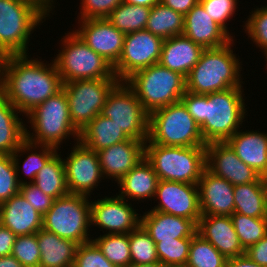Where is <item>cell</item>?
Here are the masks:
<instances>
[{"label":"cell","mask_w":267,"mask_h":267,"mask_svg":"<svg viewBox=\"0 0 267 267\" xmlns=\"http://www.w3.org/2000/svg\"><path fill=\"white\" fill-rule=\"evenodd\" d=\"M226 142L260 176L267 170V133L239 129Z\"/></svg>","instance_id":"cell-26"},{"label":"cell","mask_w":267,"mask_h":267,"mask_svg":"<svg viewBox=\"0 0 267 267\" xmlns=\"http://www.w3.org/2000/svg\"><path fill=\"white\" fill-rule=\"evenodd\" d=\"M78 21L80 27L74 32L94 52L114 66L121 56L126 34L119 31L106 18Z\"/></svg>","instance_id":"cell-17"},{"label":"cell","mask_w":267,"mask_h":267,"mask_svg":"<svg viewBox=\"0 0 267 267\" xmlns=\"http://www.w3.org/2000/svg\"><path fill=\"white\" fill-rule=\"evenodd\" d=\"M28 58V55H10L0 78V92L20 115H27L63 87L54 60L46 65L41 59Z\"/></svg>","instance_id":"cell-1"},{"label":"cell","mask_w":267,"mask_h":267,"mask_svg":"<svg viewBox=\"0 0 267 267\" xmlns=\"http://www.w3.org/2000/svg\"><path fill=\"white\" fill-rule=\"evenodd\" d=\"M230 217L244 250L267 234V218H254L240 213H233Z\"/></svg>","instance_id":"cell-38"},{"label":"cell","mask_w":267,"mask_h":267,"mask_svg":"<svg viewBox=\"0 0 267 267\" xmlns=\"http://www.w3.org/2000/svg\"><path fill=\"white\" fill-rule=\"evenodd\" d=\"M123 2L138 5V6H145L152 8L154 5L160 2V0H123Z\"/></svg>","instance_id":"cell-53"},{"label":"cell","mask_w":267,"mask_h":267,"mask_svg":"<svg viewBox=\"0 0 267 267\" xmlns=\"http://www.w3.org/2000/svg\"><path fill=\"white\" fill-rule=\"evenodd\" d=\"M25 118H28L27 123L33 129L32 135L26 125V139L31 143L59 150L61 143L70 139V136H73L75 142L79 141L80 132L70 119L68 100L63 89L37 105Z\"/></svg>","instance_id":"cell-5"},{"label":"cell","mask_w":267,"mask_h":267,"mask_svg":"<svg viewBox=\"0 0 267 267\" xmlns=\"http://www.w3.org/2000/svg\"><path fill=\"white\" fill-rule=\"evenodd\" d=\"M92 241L116 267H128L131 264L129 233L103 234Z\"/></svg>","instance_id":"cell-36"},{"label":"cell","mask_w":267,"mask_h":267,"mask_svg":"<svg viewBox=\"0 0 267 267\" xmlns=\"http://www.w3.org/2000/svg\"><path fill=\"white\" fill-rule=\"evenodd\" d=\"M227 258L196 233L191 239L187 267H226Z\"/></svg>","instance_id":"cell-37"},{"label":"cell","mask_w":267,"mask_h":267,"mask_svg":"<svg viewBox=\"0 0 267 267\" xmlns=\"http://www.w3.org/2000/svg\"><path fill=\"white\" fill-rule=\"evenodd\" d=\"M183 35L204 49L219 48L234 39L211 19L200 2L184 16Z\"/></svg>","instance_id":"cell-21"},{"label":"cell","mask_w":267,"mask_h":267,"mask_svg":"<svg viewBox=\"0 0 267 267\" xmlns=\"http://www.w3.org/2000/svg\"><path fill=\"white\" fill-rule=\"evenodd\" d=\"M245 253L255 263L267 267V234L258 243L245 250Z\"/></svg>","instance_id":"cell-48"},{"label":"cell","mask_w":267,"mask_h":267,"mask_svg":"<svg viewBox=\"0 0 267 267\" xmlns=\"http://www.w3.org/2000/svg\"><path fill=\"white\" fill-rule=\"evenodd\" d=\"M164 39L148 30L125 35L123 50L113 66L119 81H125L133 73L159 62Z\"/></svg>","instance_id":"cell-13"},{"label":"cell","mask_w":267,"mask_h":267,"mask_svg":"<svg viewBox=\"0 0 267 267\" xmlns=\"http://www.w3.org/2000/svg\"><path fill=\"white\" fill-rule=\"evenodd\" d=\"M126 201L128 202L117 194L116 197L105 196V198L92 200L91 225L105 229L104 234H126L137 229L141 225V215L136 212L132 204Z\"/></svg>","instance_id":"cell-15"},{"label":"cell","mask_w":267,"mask_h":267,"mask_svg":"<svg viewBox=\"0 0 267 267\" xmlns=\"http://www.w3.org/2000/svg\"><path fill=\"white\" fill-rule=\"evenodd\" d=\"M0 267H23V265L13 256L0 257Z\"/></svg>","instance_id":"cell-52"},{"label":"cell","mask_w":267,"mask_h":267,"mask_svg":"<svg viewBox=\"0 0 267 267\" xmlns=\"http://www.w3.org/2000/svg\"><path fill=\"white\" fill-rule=\"evenodd\" d=\"M105 179L118 182L145 157V142L129 138L97 151Z\"/></svg>","instance_id":"cell-19"},{"label":"cell","mask_w":267,"mask_h":267,"mask_svg":"<svg viewBox=\"0 0 267 267\" xmlns=\"http://www.w3.org/2000/svg\"><path fill=\"white\" fill-rule=\"evenodd\" d=\"M71 149L67 159H63L68 191L91 196L92 190L104 179L98 154L80 141Z\"/></svg>","instance_id":"cell-14"},{"label":"cell","mask_w":267,"mask_h":267,"mask_svg":"<svg viewBox=\"0 0 267 267\" xmlns=\"http://www.w3.org/2000/svg\"><path fill=\"white\" fill-rule=\"evenodd\" d=\"M145 158L159 180L197 184L206 168L205 146H163L147 140Z\"/></svg>","instance_id":"cell-6"},{"label":"cell","mask_w":267,"mask_h":267,"mask_svg":"<svg viewBox=\"0 0 267 267\" xmlns=\"http://www.w3.org/2000/svg\"><path fill=\"white\" fill-rule=\"evenodd\" d=\"M38 2H40L49 12L51 11L52 13V8L54 9L55 7H53L54 5V0H36Z\"/></svg>","instance_id":"cell-55"},{"label":"cell","mask_w":267,"mask_h":267,"mask_svg":"<svg viewBox=\"0 0 267 267\" xmlns=\"http://www.w3.org/2000/svg\"><path fill=\"white\" fill-rule=\"evenodd\" d=\"M101 115L113 120L130 138L148 140L149 113L125 81H119L109 92Z\"/></svg>","instance_id":"cell-11"},{"label":"cell","mask_w":267,"mask_h":267,"mask_svg":"<svg viewBox=\"0 0 267 267\" xmlns=\"http://www.w3.org/2000/svg\"><path fill=\"white\" fill-rule=\"evenodd\" d=\"M40 148V149H38ZM35 152H34V151ZM38 150V151H37ZM29 151L31 153H29ZM38 153H37V152ZM29 153L22 162V168L20 167L19 160L22 153ZM57 152L56 148L46 145H39L35 143H31L27 139H25L19 146V148L12 154V159L17 172V179L20 185L24 183H33L37 173L41 170V168L46 164V162ZM22 169V170H21ZM20 171L22 173H20ZM20 174H25L26 177L30 179V181L23 180ZM21 178V179H20Z\"/></svg>","instance_id":"cell-31"},{"label":"cell","mask_w":267,"mask_h":267,"mask_svg":"<svg viewBox=\"0 0 267 267\" xmlns=\"http://www.w3.org/2000/svg\"><path fill=\"white\" fill-rule=\"evenodd\" d=\"M234 39L219 48L204 49L186 77V91L207 95L233 87H243L242 63L233 53Z\"/></svg>","instance_id":"cell-3"},{"label":"cell","mask_w":267,"mask_h":267,"mask_svg":"<svg viewBox=\"0 0 267 267\" xmlns=\"http://www.w3.org/2000/svg\"><path fill=\"white\" fill-rule=\"evenodd\" d=\"M192 238H174L156 243L159 262L166 265H186Z\"/></svg>","instance_id":"cell-40"},{"label":"cell","mask_w":267,"mask_h":267,"mask_svg":"<svg viewBox=\"0 0 267 267\" xmlns=\"http://www.w3.org/2000/svg\"><path fill=\"white\" fill-rule=\"evenodd\" d=\"M150 7L132 5L122 2L106 18L112 25L124 34L145 30Z\"/></svg>","instance_id":"cell-35"},{"label":"cell","mask_w":267,"mask_h":267,"mask_svg":"<svg viewBox=\"0 0 267 267\" xmlns=\"http://www.w3.org/2000/svg\"><path fill=\"white\" fill-rule=\"evenodd\" d=\"M148 140L163 146H206L200 126L181 100L149 114Z\"/></svg>","instance_id":"cell-9"},{"label":"cell","mask_w":267,"mask_h":267,"mask_svg":"<svg viewBox=\"0 0 267 267\" xmlns=\"http://www.w3.org/2000/svg\"><path fill=\"white\" fill-rule=\"evenodd\" d=\"M61 50L53 59L62 82L89 79H118L113 65L94 52L74 32H67L61 39Z\"/></svg>","instance_id":"cell-8"},{"label":"cell","mask_w":267,"mask_h":267,"mask_svg":"<svg viewBox=\"0 0 267 267\" xmlns=\"http://www.w3.org/2000/svg\"><path fill=\"white\" fill-rule=\"evenodd\" d=\"M263 188H264V193H265V198L267 202V170L260 176Z\"/></svg>","instance_id":"cell-57"},{"label":"cell","mask_w":267,"mask_h":267,"mask_svg":"<svg viewBox=\"0 0 267 267\" xmlns=\"http://www.w3.org/2000/svg\"><path fill=\"white\" fill-rule=\"evenodd\" d=\"M125 83L149 114L180 101L186 93V77L159 63L133 73Z\"/></svg>","instance_id":"cell-7"},{"label":"cell","mask_w":267,"mask_h":267,"mask_svg":"<svg viewBox=\"0 0 267 267\" xmlns=\"http://www.w3.org/2000/svg\"><path fill=\"white\" fill-rule=\"evenodd\" d=\"M164 267H187V265H166Z\"/></svg>","instance_id":"cell-58"},{"label":"cell","mask_w":267,"mask_h":267,"mask_svg":"<svg viewBox=\"0 0 267 267\" xmlns=\"http://www.w3.org/2000/svg\"><path fill=\"white\" fill-rule=\"evenodd\" d=\"M243 92V87H233L207 95L186 91L182 96L181 101L200 126L206 144L226 142L241 128L247 115Z\"/></svg>","instance_id":"cell-2"},{"label":"cell","mask_w":267,"mask_h":267,"mask_svg":"<svg viewBox=\"0 0 267 267\" xmlns=\"http://www.w3.org/2000/svg\"><path fill=\"white\" fill-rule=\"evenodd\" d=\"M73 267H116L93 242L78 245Z\"/></svg>","instance_id":"cell-45"},{"label":"cell","mask_w":267,"mask_h":267,"mask_svg":"<svg viewBox=\"0 0 267 267\" xmlns=\"http://www.w3.org/2000/svg\"><path fill=\"white\" fill-rule=\"evenodd\" d=\"M243 26L248 38L267 55V5L251 11Z\"/></svg>","instance_id":"cell-42"},{"label":"cell","mask_w":267,"mask_h":267,"mask_svg":"<svg viewBox=\"0 0 267 267\" xmlns=\"http://www.w3.org/2000/svg\"><path fill=\"white\" fill-rule=\"evenodd\" d=\"M153 199L159 202L151 210L181 216L197 224L202 216L197 184L159 180Z\"/></svg>","instance_id":"cell-16"},{"label":"cell","mask_w":267,"mask_h":267,"mask_svg":"<svg viewBox=\"0 0 267 267\" xmlns=\"http://www.w3.org/2000/svg\"><path fill=\"white\" fill-rule=\"evenodd\" d=\"M158 176L152 165L144 157L134 168L118 182L121 189L119 197L134 201L154 198L158 184Z\"/></svg>","instance_id":"cell-27"},{"label":"cell","mask_w":267,"mask_h":267,"mask_svg":"<svg viewBox=\"0 0 267 267\" xmlns=\"http://www.w3.org/2000/svg\"><path fill=\"white\" fill-rule=\"evenodd\" d=\"M238 0H199L205 9V12L211 16L218 25H220L230 36L226 22L232 19L236 12Z\"/></svg>","instance_id":"cell-44"},{"label":"cell","mask_w":267,"mask_h":267,"mask_svg":"<svg viewBox=\"0 0 267 267\" xmlns=\"http://www.w3.org/2000/svg\"><path fill=\"white\" fill-rule=\"evenodd\" d=\"M204 48L185 35L164 39L159 64L187 77Z\"/></svg>","instance_id":"cell-25"},{"label":"cell","mask_w":267,"mask_h":267,"mask_svg":"<svg viewBox=\"0 0 267 267\" xmlns=\"http://www.w3.org/2000/svg\"><path fill=\"white\" fill-rule=\"evenodd\" d=\"M79 20L107 18L123 0H81Z\"/></svg>","instance_id":"cell-46"},{"label":"cell","mask_w":267,"mask_h":267,"mask_svg":"<svg viewBox=\"0 0 267 267\" xmlns=\"http://www.w3.org/2000/svg\"><path fill=\"white\" fill-rule=\"evenodd\" d=\"M226 267H263L254 261H252L247 254H243L237 257L228 258Z\"/></svg>","instance_id":"cell-51"},{"label":"cell","mask_w":267,"mask_h":267,"mask_svg":"<svg viewBox=\"0 0 267 267\" xmlns=\"http://www.w3.org/2000/svg\"><path fill=\"white\" fill-rule=\"evenodd\" d=\"M129 138L113 120L101 114L95 116L79 134V141L95 152L121 143Z\"/></svg>","instance_id":"cell-30"},{"label":"cell","mask_w":267,"mask_h":267,"mask_svg":"<svg viewBox=\"0 0 267 267\" xmlns=\"http://www.w3.org/2000/svg\"><path fill=\"white\" fill-rule=\"evenodd\" d=\"M145 30L162 39L182 35L184 16L159 2L151 8Z\"/></svg>","instance_id":"cell-34"},{"label":"cell","mask_w":267,"mask_h":267,"mask_svg":"<svg viewBox=\"0 0 267 267\" xmlns=\"http://www.w3.org/2000/svg\"><path fill=\"white\" fill-rule=\"evenodd\" d=\"M234 213L267 218V202L261 178L256 182L234 186Z\"/></svg>","instance_id":"cell-32"},{"label":"cell","mask_w":267,"mask_h":267,"mask_svg":"<svg viewBox=\"0 0 267 267\" xmlns=\"http://www.w3.org/2000/svg\"><path fill=\"white\" fill-rule=\"evenodd\" d=\"M9 55L5 52V50L0 46V78L3 75L4 68L6 67L7 60Z\"/></svg>","instance_id":"cell-54"},{"label":"cell","mask_w":267,"mask_h":267,"mask_svg":"<svg viewBox=\"0 0 267 267\" xmlns=\"http://www.w3.org/2000/svg\"><path fill=\"white\" fill-rule=\"evenodd\" d=\"M13 104L0 92V154L12 155L26 139V125Z\"/></svg>","instance_id":"cell-29"},{"label":"cell","mask_w":267,"mask_h":267,"mask_svg":"<svg viewBox=\"0 0 267 267\" xmlns=\"http://www.w3.org/2000/svg\"><path fill=\"white\" fill-rule=\"evenodd\" d=\"M49 12L36 0H0V46L10 55H27L31 34Z\"/></svg>","instance_id":"cell-4"},{"label":"cell","mask_w":267,"mask_h":267,"mask_svg":"<svg viewBox=\"0 0 267 267\" xmlns=\"http://www.w3.org/2000/svg\"><path fill=\"white\" fill-rule=\"evenodd\" d=\"M16 235L0 224V257L11 255Z\"/></svg>","instance_id":"cell-49"},{"label":"cell","mask_w":267,"mask_h":267,"mask_svg":"<svg viewBox=\"0 0 267 267\" xmlns=\"http://www.w3.org/2000/svg\"><path fill=\"white\" fill-rule=\"evenodd\" d=\"M88 198L86 195L69 193L55 199L51 208L43 215L42 228L79 245L92 241L88 228L92 227L91 199Z\"/></svg>","instance_id":"cell-10"},{"label":"cell","mask_w":267,"mask_h":267,"mask_svg":"<svg viewBox=\"0 0 267 267\" xmlns=\"http://www.w3.org/2000/svg\"><path fill=\"white\" fill-rule=\"evenodd\" d=\"M197 233L227 259L245 254L230 216L202 215L198 222Z\"/></svg>","instance_id":"cell-22"},{"label":"cell","mask_w":267,"mask_h":267,"mask_svg":"<svg viewBox=\"0 0 267 267\" xmlns=\"http://www.w3.org/2000/svg\"><path fill=\"white\" fill-rule=\"evenodd\" d=\"M11 255H13L23 267H39L40 249L37 241V233L16 236Z\"/></svg>","instance_id":"cell-41"},{"label":"cell","mask_w":267,"mask_h":267,"mask_svg":"<svg viewBox=\"0 0 267 267\" xmlns=\"http://www.w3.org/2000/svg\"><path fill=\"white\" fill-rule=\"evenodd\" d=\"M19 192L41 215H44L51 208L55 200V198L45 194L34 183L20 185Z\"/></svg>","instance_id":"cell-47"},{"label":"cell","mask_w":267,"mask_h":267,"mask_svg":"<svg viewBox=\"0 0 267 267\" xmlns=\"http://www.w3.org/2000/svg\"><path fill=\"white\" fill-rule=\"evenodd\" d=\"M128 267H164L160 262L152 263V264H130Z\"/></svg>","instance_id":"cell-56"},{"label":"cell","mask_w":267,"mask_h":267,"mask_svg":"<svg viewBox=\"0 0 267 267\" xmlns=\"http://www.w3.org/2000/svg\"><path fill=\"white\" fill-rule=\"evenodd\" d=\"M160 2L185 16L199 2V0H160Z\"/></svg>","instance_id":"cell-50"},{"label":"cell","mask_w":267,"mask_h":267,"mask_svg":"<svg viewBox=\"0 0 267 267\" xmlns=\"http://www.w3.org/2000/svg\"><path fill=\"white\" fill-rule=\"evenodd\" d=\"M197 186L202 215L231 216L234 213V186L229 181L205 168Z\"/></svg>","instance_id":"cell-20"},{"label":"cell","mask_w":267,"mask_h":267,"mask_svg":"<svg viewBox=\"0 0 267 267\" xmlns=\"http://www.w3.org/2000/svg\"><path fill=\"white\" fill-rule=\"evenodd\" d=\"M118 82V79H89L63 83L70 119L79 132L101 114L107 95Z\"/></svg>","instance_id":"cell-12"},{"label":"cell","mask_w":267,"mask_h":267,"mask_svg":"<svg viewBox=\"0 0 267 267\" xmlns=\"http://www.w3.org/2000/svg\"><path fill=\"white\" fill-rule=\"evenodd\" d=\"M45 194L57 199L69 194L64 162L58 151L46 162L37 173L33 182Z\"/></svg>","instance_id":"cell-33"},{"label":"cell","mask_w":267,"mask_h":267,"mask_svg":"<svg viewBox=\"0 0 267 267\" xmlns=\"http://www.w3.org/2000/svg\"><path fill=\"white\" fill-rule=\"evenodd\" d=\"M20 191L12 155L0 154V204Z\"/></svg>","instance_id":"cell-43"},{"label":"cell","mask_w":267,"mask_h":267,"mask_svg":"<svg viewBox=\"0 0 267 267\" xmlns=\"http://www.w3.org/2000/svg\"><path fill=\"white\" fill-rule=\"evenodd\" d=\"M37 241L40 249L39 267H73L79 244L43 228L37 232Z\"/></svg>","instance_id":"cell-28"},{"label":"cell","mask_w":267,"mask_h":267,"mask_svg":"<svg viewBox=\"0 0 267 267\" xmlns=\"http://www.w3.org/2000/svg\"><path fill=\"white\" fill-rule=\"evenodd\" d=\"M141 226L155 243L174 238H192L198 229L194 220L150 209L141 215Z\"/></svg>","instance_id":"cell-24"},{"label":"cell","mask_w":267,"mask_h":267,"mask_svg":"<svg viewBox=\"0 0 267 267\" xmlns=\"http://www.w3.org/2000/svg\"><path fill=\"white\" fill-rule=\"evenodd\" d=\"M206 148V168L233 186L256 182L260 175L236 155L227 142H212Z\"/></svg>","instance_id":"cell-18"},{"label":"cell","mask_w":267,"mask_h":267,"mask_svg":"<svg viewBox=\"0 0 267 267\" xmlns=\"http://www.w3.org/2000/svg\"><path fill=\"white\" fill-rule=\"evenodd\" d=\"M131 264H152L159 262L156 243L140 225L129 233Z\"/></svg>","instance_id":"cell-39"},{"label":"cell","mask_w":267,"mask_h":267,"mask_svg":"<svg viewBox=\"0 0 267 267\" xmlns=\"http://www.w3.org/2000/svg\"><path fill=\"white\" fill-rule=\"evenodd\" d=\"M0 224L16 236L34 234L43 227V215L19 192L0 204Z\"/></svg>","instance_id":"cell-23"}]
</instances>
